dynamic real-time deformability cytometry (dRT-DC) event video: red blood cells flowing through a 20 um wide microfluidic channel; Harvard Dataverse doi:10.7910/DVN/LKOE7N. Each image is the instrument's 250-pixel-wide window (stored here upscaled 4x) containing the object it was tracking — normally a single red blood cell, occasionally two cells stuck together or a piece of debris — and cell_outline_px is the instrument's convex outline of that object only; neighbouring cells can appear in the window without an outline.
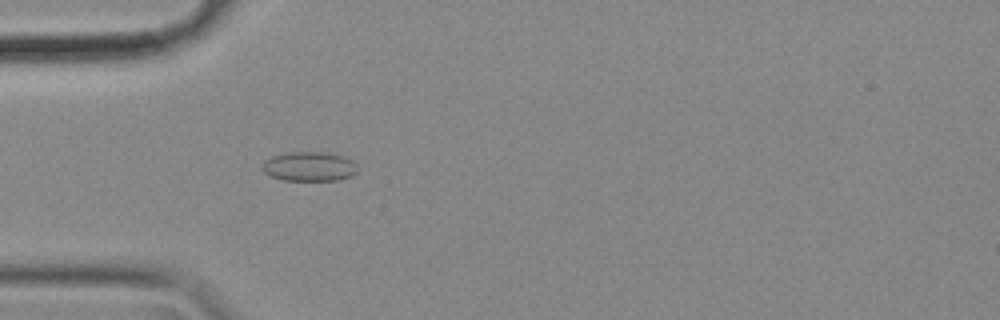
{"species": "common noctule bat (a hibernating species)", "species_latin": "Nyctalus noctula", "temperature_condition": "cold", "stored_images_in_passage": 43, "camera_frame_rate_fps": 3000, "um_per_image_px": 0.085, "animal": {"sex": "female", "body_mass_g": 18.4}, "frame": {"image": 1, "passage_image": 3, "time_ms": 0.667, "image_size_px": [1000, 320], "cell_outline_px": [[356, 172], [352, 176], [336, 180], [284, 180], [268, 176], [260, 168], [264, 160], [272, 156], [288, 152], [320, 152], [344, 156], [352, 160], [356, 164]], "centroid_in_image_um": [26.24, 14.15], "position_along_channel_um": 58.8, "area_um2": 16.42}}
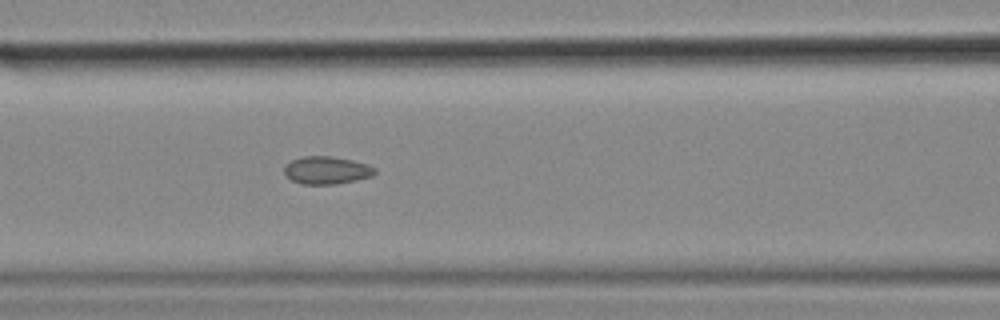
{"frame": {"image": 2, "passage_image": 10, "time_ms": 3.0, "image_size_px": [1000, 320], "cell_outline_px": [[376, 172], [372, 176], [356, 180], [336, 184], [300, 184], [292, 180], [284, 172], [284, 168], [292, 160], [304, 156], [332, 156], [352, 160], [368, 164], [376, 168]], "centroid_in_image_um": [27.8, 14.47], "position_along_channel_um": 138.8, "area_um2": 14.57}}
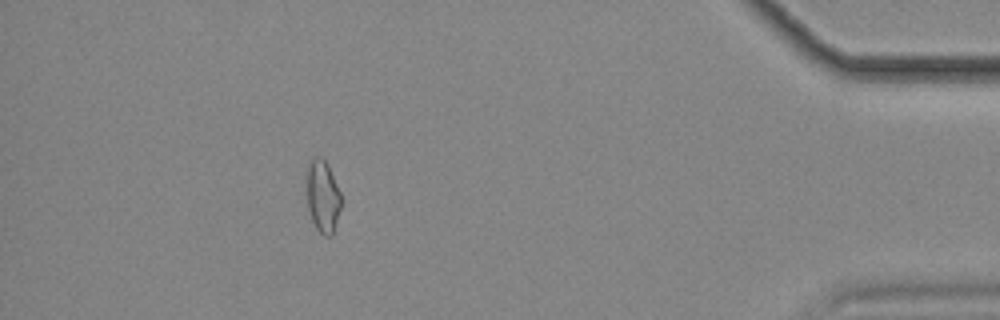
{"frame": {"image": 3, "passage_image": 37, "time_ms": 12.0, "image_size_px": [1000, 320], "cell_outline_px": [[340, 208], [332, 236], [324, 236], [316, 228], [312, 220], [308, 208], [308, 164], [316, 156], [320, 156], [328, 164], [340, 192]], "centroid_in_image_um": [27.45, 16.7], "position_along_channel_um": 407.8, "area_um2": 14.1}, "authors_computed_cell_mechanics": {"area_um2": 14.3922, "velocity_mm_per_s": 3.5681, "shape_relaxation_time_tau1_ms": null, "shape_relaxation_time_tau2_ms": 2.6657, "deformation_change_tau1": null, "deformation_change_tau2": 0.0621}}